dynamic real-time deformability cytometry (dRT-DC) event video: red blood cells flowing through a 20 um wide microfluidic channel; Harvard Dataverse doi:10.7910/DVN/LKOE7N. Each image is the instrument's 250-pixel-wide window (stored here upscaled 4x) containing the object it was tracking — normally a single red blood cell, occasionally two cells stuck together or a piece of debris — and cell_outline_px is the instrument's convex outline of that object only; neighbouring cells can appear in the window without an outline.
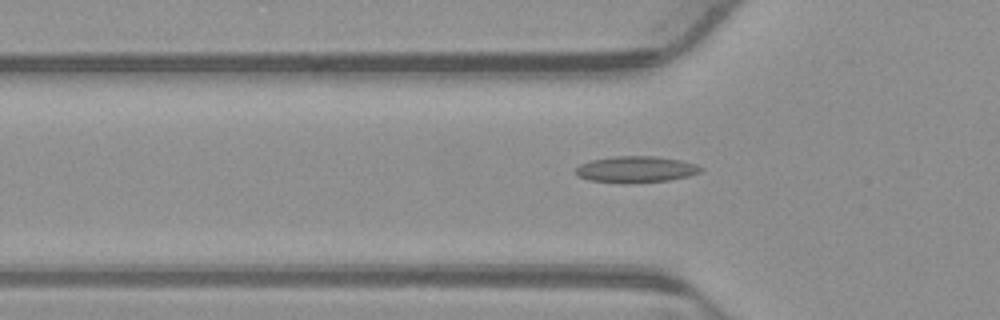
{"species": "common noctule bat (a hibernating species)", "species_latin": "Nyctalus noctula", "temperature_condition": "warm", "stored_images_in_passage": 40, "camera_frame_rate_fps": 3000, "um_per_image_px": 0.085, "animal": {"sex": "male", "body_mass_g": 23.1, "forearm_length_mm": 52.7}, "frame": {"image": 1, "passage_image": 5, "time_ms": 1.333, "image_size_px": [1000, 320], "cell_outline_px": [[704, 168], [700, 172], [688, 176], [668, 180], [624, 184], [620, 184], [588, 180], [576, 176], [576, 168], [580, 164], [592, 160], [612, 156], [656, 156], [680, 160], [696, 164]], "centroid_in_image_um": [54.02, 14.4], "position_along_channel_um": 71.8, "area_um2": 19.42}}
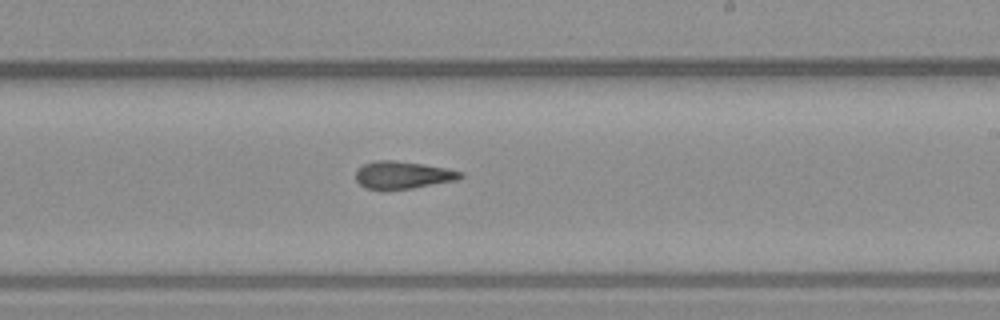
{"frame": {"image": 2, "passage_image": 19, "time_ms": 6.0, "image_size_px": [1000, 320], "cell_outline_px": [[464, 176], [460, 180], [412, 188], [380, 192], [364, 188], [356, 180], [356, 172], [364, 164], [376, 160], [396, 160], [424, 164], [448, 168], [464, 172]], "centroid_in_image_um": [34.26, 14.9], "position_along_channel_um": 254.7, "area_um2": 17.4}}
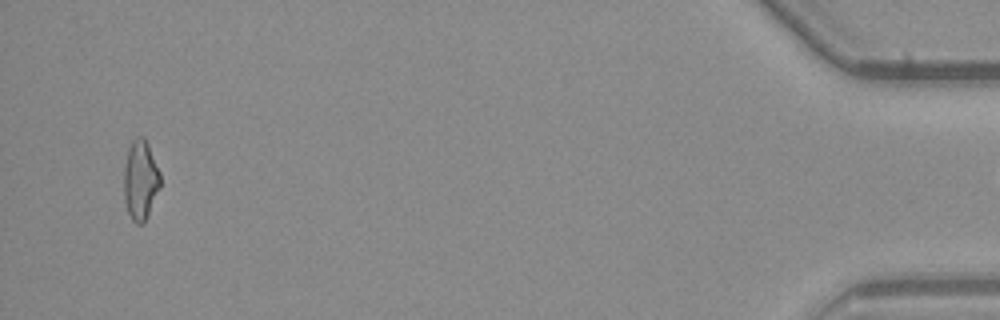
{"frame": {"image": 3, "passage_image": 39, "time_ms": 12.667, "image_size_px": [1000, 320], "cell_outline_px": [[160, 188], [148, 216], [144, 224], [136, 224], [132, 220], [128, 212], [124, 200], [124, 168], [128, 148], [132, 140], [136, 136], [144, 136], [148, 144], [160, 172]], "centroid_in_image_um": [11.94, 15.31], "position_along_channel_um": 423.3, "area_um2": 17.11}}